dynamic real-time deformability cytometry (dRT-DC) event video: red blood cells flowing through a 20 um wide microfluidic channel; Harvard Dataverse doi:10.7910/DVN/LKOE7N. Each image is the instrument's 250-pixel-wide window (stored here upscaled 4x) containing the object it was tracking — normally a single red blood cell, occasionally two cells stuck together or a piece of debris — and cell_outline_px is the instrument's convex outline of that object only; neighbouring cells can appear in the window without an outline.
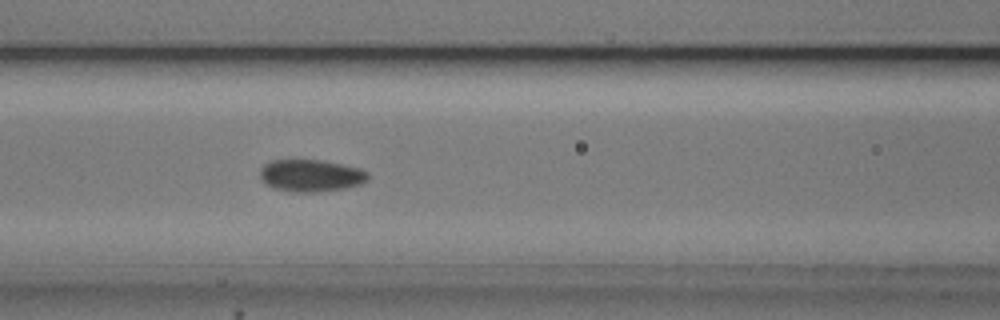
{"species": "common noctule bat (a hibernating species)", "species_latin": "Nyctalus noctula", "temperature_condition": "cold", "stored_images_in_passage": 28, "camera_frame_rate_fps": 3000, "um_per_image_px": 0.085, "animal": {"sex": "male", "body_mass_g": 20.5, "forearm_length_mm": 52.5}, "frame": {"image": 1, "passage_image": 12, "time_ms": 3.667, "image_size_px": [1000, 320], "cell_outline_px": [[368, 180], [360, 184], [344, 188], [316, 192], [292, 192], [272, 188], [260, 180], [260, 168], [264, 164], [272, 160], [320, 160], [360, 168], [368, 172]], "centroid_in_image_um": [26.39, 14.93], "position_along_channel_um": 140.2, "area_um2": 20.29}}
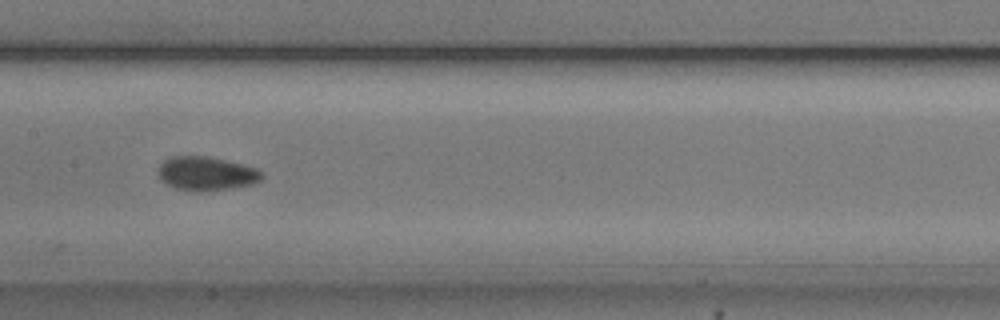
{"frame": {"image": 2, "passage_image": 16, "time_ms": 5.0, "image_size_px": [1000, 320], "cell_outline_px": [[264, 176], [260, 180], [252, 184], [232, 188], [200, 192], [192, 192], [176, 188], [164, 184], [160, 180], [156, 172], [160, 164], [164, 160], [172, 156], [208, 156], [256, 168], [264, 172]], "centroid_in_image_um": [17.49, 14.77], "position_along_channel_um": 189.9, "area_um2": 20.75}}